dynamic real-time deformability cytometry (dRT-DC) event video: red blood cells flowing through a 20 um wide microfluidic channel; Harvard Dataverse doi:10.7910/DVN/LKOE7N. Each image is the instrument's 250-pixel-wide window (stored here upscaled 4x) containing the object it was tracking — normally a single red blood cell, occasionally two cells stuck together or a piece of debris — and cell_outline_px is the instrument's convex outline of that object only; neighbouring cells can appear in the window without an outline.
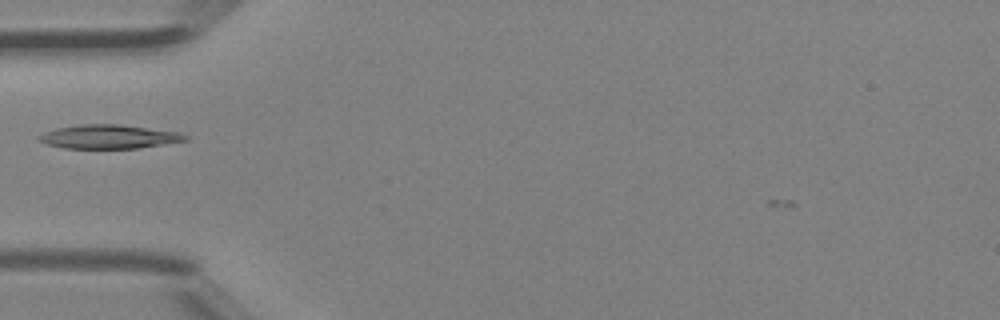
{"species": "Egyptian fruit bat (a non-hibernating species)", "species_latin": "Rousettus aegyptiacus", "temperature_condition": "room temperature", "stored_images_in_passage": 33, "camera_frame_rate_fps": 3000, "um_per_image_px": 0.085, "animal": {"sex": "female"}, "frame": {"image": 1, "passage_image": 2, "time_ms": 0.333, "image_size_px": [1000, 320], "cell_outline_px": [[188, 140], [140, 148], [64, 148], [48, 144], [36, 140], [36, 136], [44, 132], [56, 128], [84, 124], [120, 124], [180, 132], [188, 136]], "centroid_in_image_um": [9.25, 11.61], "position_along_channel_um": 75.7, "area_um2": 20.4}}
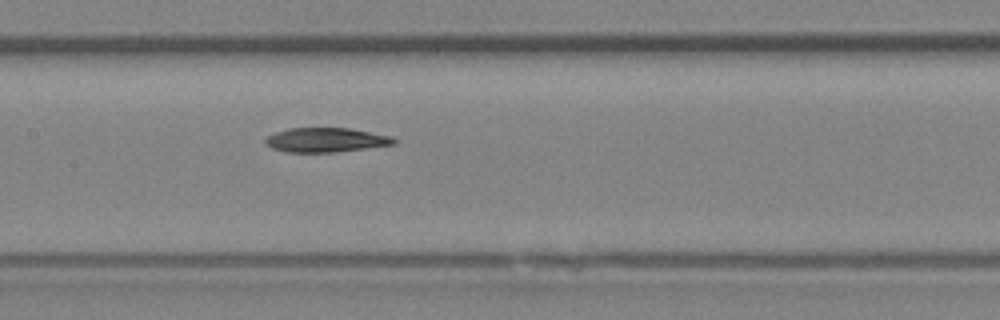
{"frame": {"image": 2, "passage_image": 9, "time_ms": 2.667, "image_size_px": [1000, 320], "cell_outline_px": [[396, 144], [336, 152], [284, 152], [272, 148], [264, 144], [264, 140], [268, 136], [276, 132], [288, 128], [352, 128], [392, 136], [396, 140]], "centroid_in_image_um": [27.7, 11.89], "position_along_channel_um": 179.7, "area_um2": 18.38}}
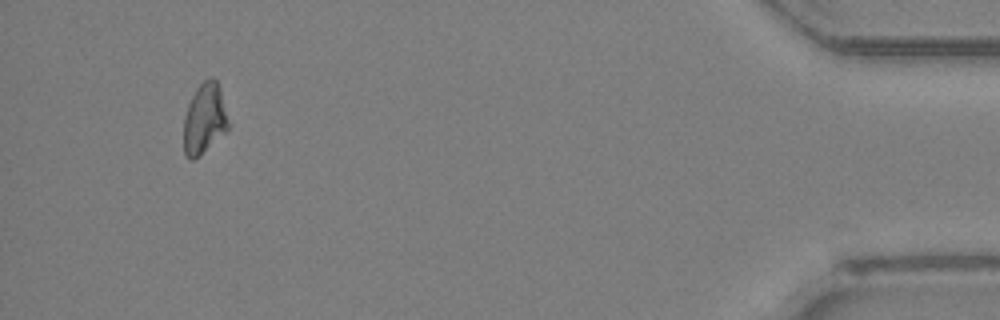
{"frame": {"image": 3, "passage_image": 30, "time_ms": 9.667, "image_size_px": [1000, 320], "cell_outline_px": [[228, 128], [224, 132], [192, 160], [188, 160], [184, 152], [184, 116], [188, 104], [196, 88], [204, 80], [212, 76], [216, 80], [220, 88], [228, 124]], "centroid_in_image_um": [17.34, 10.05], "position_along_channel_um": 417.9, "area_um2": 17.74}}